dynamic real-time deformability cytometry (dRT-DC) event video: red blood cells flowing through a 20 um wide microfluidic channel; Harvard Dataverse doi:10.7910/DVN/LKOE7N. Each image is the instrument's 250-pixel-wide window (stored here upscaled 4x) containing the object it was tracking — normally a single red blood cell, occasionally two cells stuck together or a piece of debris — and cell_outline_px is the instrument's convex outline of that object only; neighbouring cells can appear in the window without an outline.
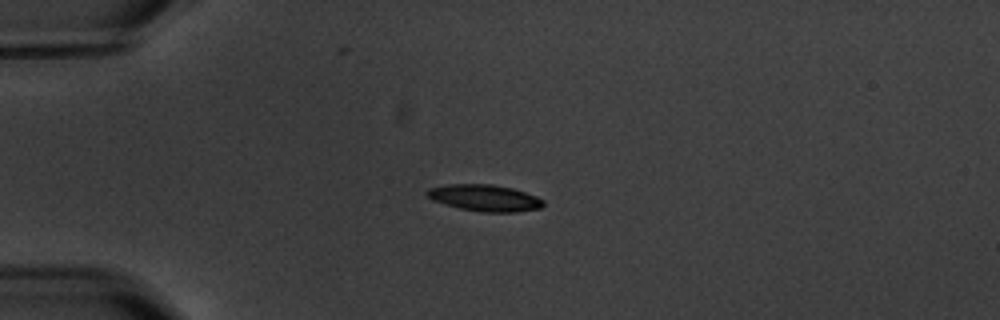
{"species": "common noctule bat (a hibernating species)", "species_latin": "Nyctalus noctula", "temperature_condition": "warm", "stored_images_in_passage": 6, "camera_frame_rate_fps": 3000, "um_per_image_px": 0.085, "animal": {"sex": "male", "body_mass_g": 20.1, "forearm_length_mm": 53.5}, "frame": {"image": 1, "passage_image": 4, "time_ms": 3.667, "image_size_px": [1000, 320], "cell_outline_px": [[544, 204], [540, 208], [516, 212], [480, 212], [460, 208], [444, 204], [432, 200], [424, 192], [428, 188], [448, 184], [492, 184], [512, 188], [536, 196], [544, 200]], "centroid_in_image_um": [41.18, 16.82], "position_along_channel_um": 43.8, "area_um2": 18.03}}
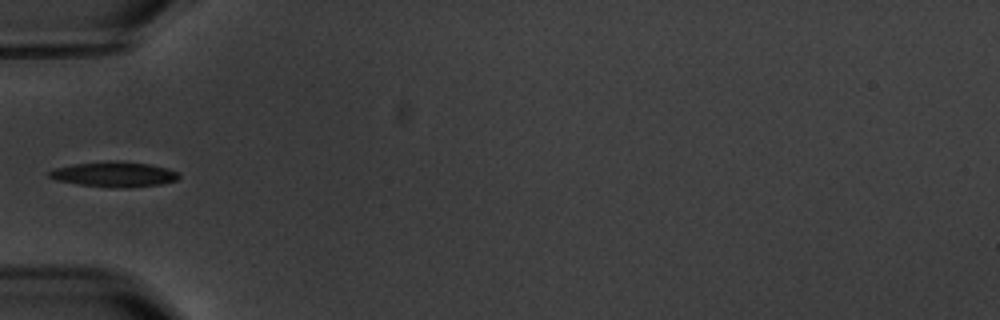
{"frame": {"image": 2, "passage_image": 5, "time_ms": 5.333, "image_size_px": [1000, 320], "cell_outline_px": [[180, 176], [176, 180], [160, 184], [128, 188], [120, 188], [80, 184], [56, 180], [48, 176], [48, 172], [52, 168], [72, 164], [108, 160], [116, 160], [148, 164], [168, 168], [176, 172]], "centroid_in_image_um": [9.67, 14.8], "position_along_channel_um": 75.3, "area_um2": 19.07}}